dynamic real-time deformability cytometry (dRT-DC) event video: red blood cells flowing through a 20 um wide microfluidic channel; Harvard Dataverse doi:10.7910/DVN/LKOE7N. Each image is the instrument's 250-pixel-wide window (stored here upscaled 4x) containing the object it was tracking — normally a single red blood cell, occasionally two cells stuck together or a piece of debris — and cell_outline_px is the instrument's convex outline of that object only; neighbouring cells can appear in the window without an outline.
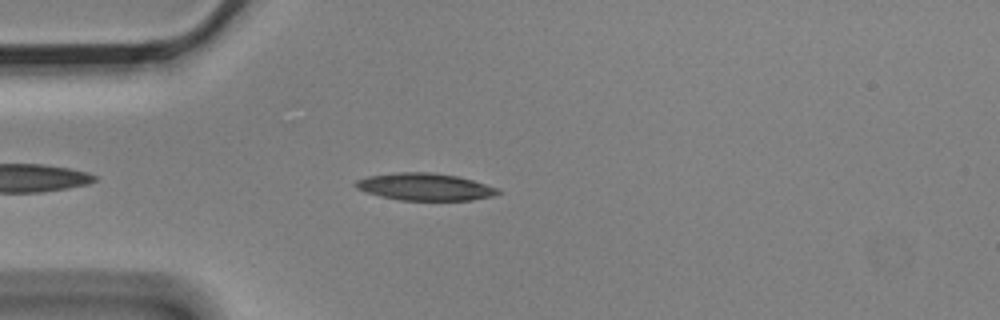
{"species": "Egyptian fruit bat (a non-hibernating species)", "species_latin": "Rousettus aegyptiacus", "temperature_condition": "cold", "stored_images_in_passage": 5, "camera_frame_rate_fps": 3000, "um_per_image_px": 0.085, "animal": {"sex": "male"}, "frame": {"image": 1, "passage_image": 4, "time_ms": 1.0, "image_size_px": [1000, 320], "cell_outline_px": [[504, 192], [492, 196], [472, 200], [400, 200], [380, 196], [356, 188], [352, 184], [356, 180], [368, 176], [396, 172], [428, 172], [456, 176], [472, 180], [500, 188]], "centroid_in_image_um": [36.14, 15.88], "position_along_channel_um": 48.9, "area_um2": 22.6}}